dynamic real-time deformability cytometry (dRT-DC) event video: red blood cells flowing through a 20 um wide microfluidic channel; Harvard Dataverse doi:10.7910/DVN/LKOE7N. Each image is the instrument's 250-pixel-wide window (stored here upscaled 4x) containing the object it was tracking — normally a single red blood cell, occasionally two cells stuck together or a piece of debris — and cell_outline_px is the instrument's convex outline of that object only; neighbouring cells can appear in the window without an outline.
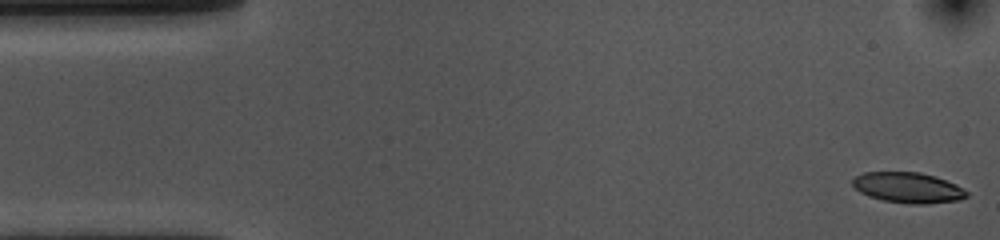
{"species": "common noctule bat (a hibernating species)", "species_latin": "Nyctalus noctula", "temperature_condition": "cold", "stored_images_in_passage": 54, "camera_frame_rate_fps": 3000, "um_per_image_px": 0.085, "animal": {"sex": "female", "body_mass_g": 10.0, "forearm_length_mm": 53.1}, "frame": {"image": 1, "passage_image": 1, "time_ms": 0.0, "image_size_px": [1000, 240], "cell_outline_px": [[968, 196], [960, 200], [928, 204], [912, 204], [884, 200], [868, 196], [860, 192], [852, 184], [852, 180], [856, 176], [864, 172], [920, 172], [936, 176], [956, 184], [968, 192]], "centroid_in_image_um": [77.21, 15.95], "position_along_channel_um": 7.8, "area_um2": 20.35}}
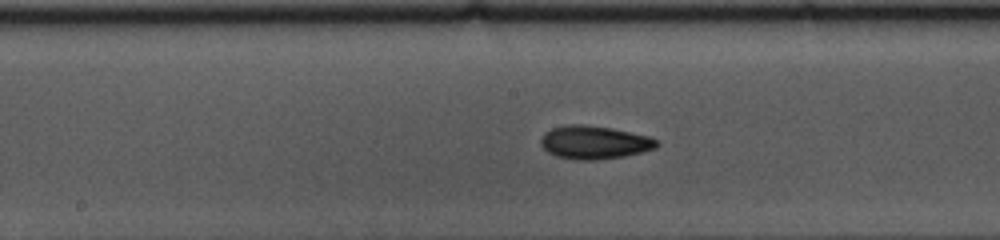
{"frame": {"image": 2, "passage_image": 26, "time_ms": 8.333, "image_size_px": [1000, 240], "cell_outline_px": [[660, 144], [656, 148], [624, 156], [596, 160], [576, 160], [556, 156], [548, 152], [540, 144], [540, 140], [544, 132], [552, 128], [568, 124], [584, 124], [612, 128], [648, 136], [660, 140]], "centroid_in_image_um": [50.51, 12.1], "position_along_channel_um": 197.7, "area_um2": 22.6}}
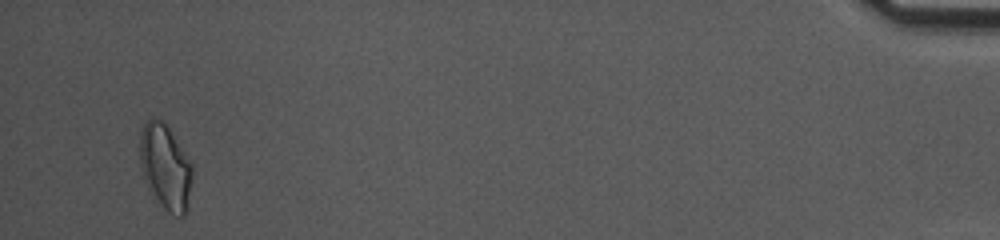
{"frame": {"image": 3, "passage_image": 52, "time_ms": 17.0, "image_size_px": [1000, 240], "cell_outline_px": [[192, 176], [188, 208], [184, 216], [180, 216], [168, 212], [164, 208], [148, 188], [140, 164], [140, 132], [144, 124], [148, 120], [160, 120], [168, 124], [192, 164]], "centroid_in_image_um": [14.08, 14.18], "position_along_channel_um": 421.1, "area_um2": 25.95}, "authors_computed_cell_mechanics": {"area_um2": 21.097, "velocity_mm_per_s": 3.5817, "shape_relaxation_time_tau1_ms": 4.4674, "shape_relaxation_time_tau2_ms": 3.4169, "deformation_change_tau1": 0.1163, "deformation_change_tau2": 0.0845}}